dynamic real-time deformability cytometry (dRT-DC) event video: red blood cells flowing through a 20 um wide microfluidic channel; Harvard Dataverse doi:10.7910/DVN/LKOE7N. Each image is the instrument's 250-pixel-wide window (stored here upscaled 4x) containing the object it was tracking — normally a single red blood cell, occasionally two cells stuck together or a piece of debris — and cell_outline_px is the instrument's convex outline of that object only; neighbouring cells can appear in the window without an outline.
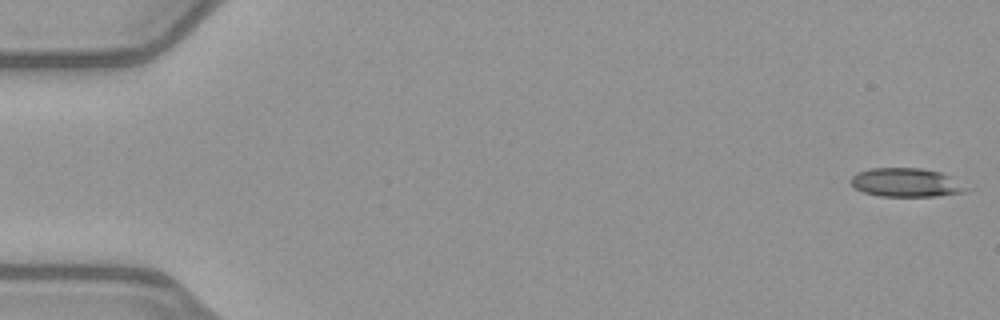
{"species": "common noctule bat (a hibernating species)", "species_latin": "Nyctalus noctula", "temperature_condition": "warm", "stored_images_in_passage": 48, "camera_frame_rate_fps": 3000, "um_per_image_px": 0.085, "animal": {"sex": "female", "body_mass_g": 21.9}, "frame": {"image": 1, "passage_image": 1, "time_ms": 0.0, "image_size_px": [1000, 320], "cell_outline_px": [[972, 188], [964, 192], [936, 196], [880, 196], [864, 192], [856, 188], [848, 180], [856, 172], [872, 168], [920, 168], [940, 172]], "centroid_in_image_um": [77.01, 15.51], "position_along_channel_um": 8.0, "area_um2": 19.31}}
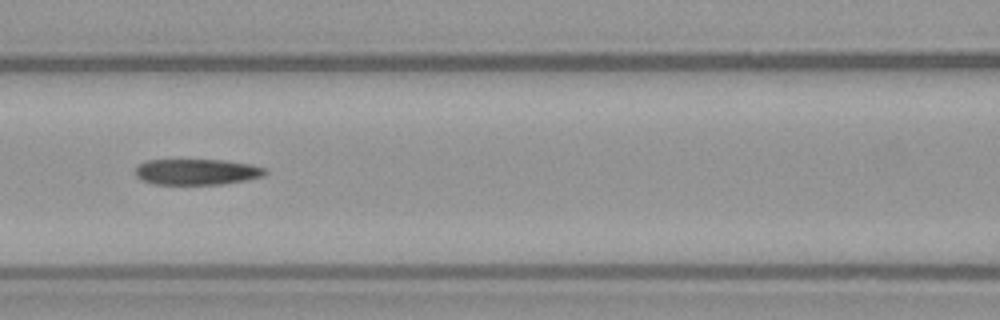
{"frame": {"image": 2, "passage_image": 23, "time_ms": 7.333, "image_size_px": [1000, 320], "cell_outline_px": [[268, 172], [264, 176], [244, 180], [220, 184], [152, 184], [140, 180], [136, 176], [136, 168], [140, 164], [148, 160], [224, 160], [252, 164], [264, 168]], "centroid_in_image_um": [16.73, 14.61], "position_along_channel_um": 149.9, "area_um2": 19.54}}
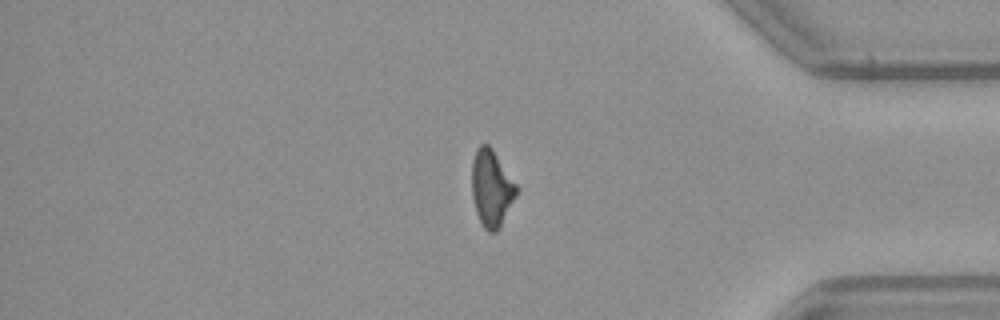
{"frame": {"image": 3, "passage_image": 43, "time_ms": 14.0, "image_size_px": [1000, 320], "cell_outline_px": [[520, 188], [500, 228], [496, 232], [488, 232], [484, 228], [476, 212], [472, 196], [472, 160], [476, 148], [480, 144], [488, 144], [492, 148]], "centroid_in_image_um": [41.79, 15.99], "position_along_channel_um": 393.4, "area_um2": 20.17}}